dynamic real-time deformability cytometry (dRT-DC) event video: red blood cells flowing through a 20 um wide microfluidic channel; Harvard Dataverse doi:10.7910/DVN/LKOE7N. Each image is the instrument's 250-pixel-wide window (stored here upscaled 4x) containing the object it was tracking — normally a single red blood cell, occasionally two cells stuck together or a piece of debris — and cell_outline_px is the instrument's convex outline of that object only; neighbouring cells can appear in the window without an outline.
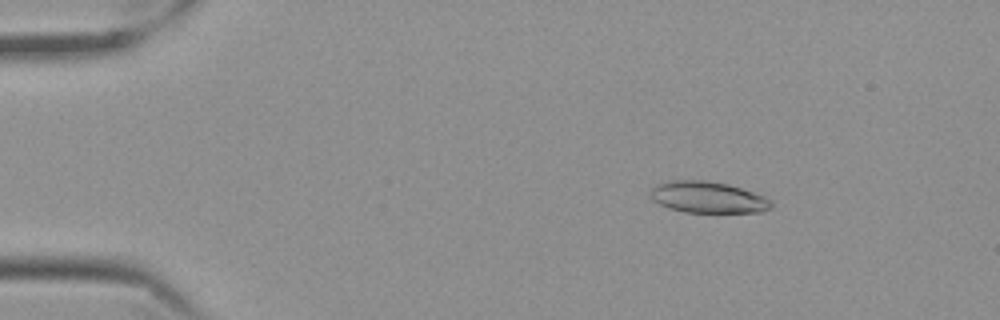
{"species": "Egyptian fruit bat (a non-hibernating species)", "species_latin": "Rousettus aegyptiacus", "temperature_condition": "cold", "stored_images_in_passage": 55, "camera_frame_rate_fps": 3000, "um_per_image_px": 0.085, "frame": {"image": 1, "passage_image": 6, "time_ms": 1.667, "image_size_px": [1000, 320], "cell_outline_px": [[772, 208], [760, 212], [684, 212], [668, 208], [652, 200], [648, 196], [652, 188], [656, 184], [672, 180], [704, 180], [728, 184], [764, 196], [772, 200]], "centroid_in_image_um": [60.14, 16.77], "position_along_channel_um": 24.9, "area_um2": 22.2}}
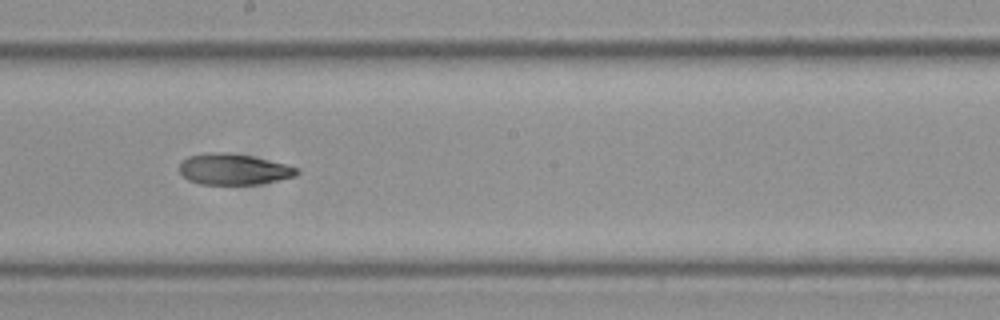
{"frame": {"image": 2, "passage_image": 30, "time_ms": 9.667, "image_size_px": [1000, 320], "cell_outline_px": [[300, 172], [296, 176], [260, 184], [200, 184], [188, 180], [180, 172], [180, 164], [188, 156], [208, 152], [228, 152], [252, 156], [288, 164], [300, 168]], "centroid_in_image_um": [19.9, 14.38], "position_along_channel_um": 228.3, "area_um2": 21.39}}
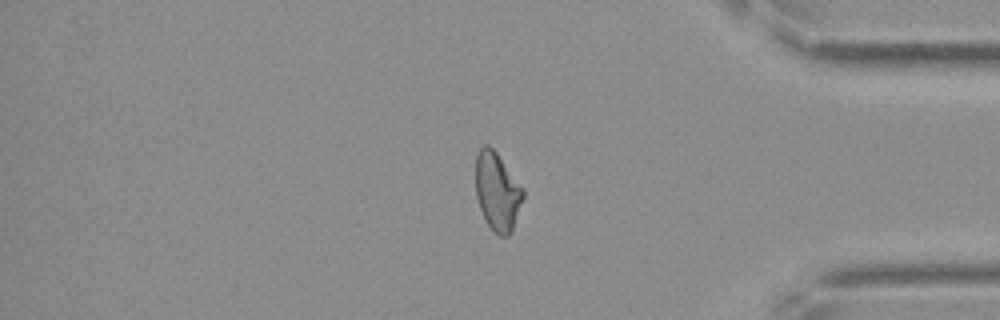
{"frame": {"image": 3, "passage_image": 46, "time_ms": 15.0, "image_size_px": [1000, 320], "cell_outline_px": [[524, 196], [512, 232], [508, 236], [500, 236], [488, 224], [480, 208], [476, 196], [476, 156], [480, 148], [484, 144], [488, 144], [496, 152], [524, 188]], "centroid_in_image_um": [42.28, 16.26], "position_along_channel_um": 392.9, "area_um2": 21.5}, "authors_computed_cell_mechanics": {"area_um2": 22.0796, "velocity_mm_per_s": 3.4987, "shape_relaxation_time_tau1_ms": 5.3529, "shape_relaxation_time_tau2_ms": 2.241, "deformation_change_tau1": 0.1437, "deformation_change_tau2": 0.0801}}